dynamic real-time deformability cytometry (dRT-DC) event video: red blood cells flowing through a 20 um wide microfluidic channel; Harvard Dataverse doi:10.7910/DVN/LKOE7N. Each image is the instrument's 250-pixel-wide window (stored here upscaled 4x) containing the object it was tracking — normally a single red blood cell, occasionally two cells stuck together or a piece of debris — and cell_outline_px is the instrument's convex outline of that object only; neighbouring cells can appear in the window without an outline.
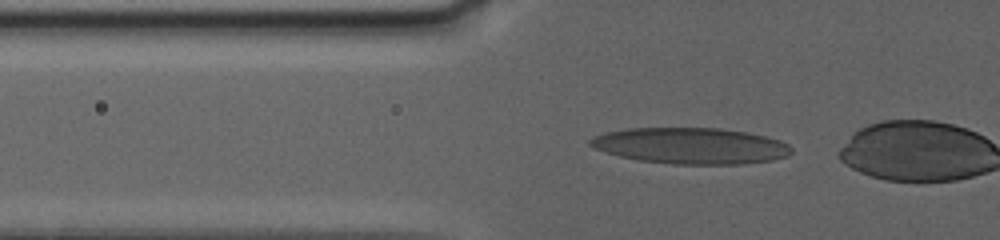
{"species": "human", "species_latin": "Homo sapiens", "temperature_condition": "warm", "stored_images_in_passage": 48, "camera_frame_rate_fps": 3000, "um_per_image_px": 0.085, "donor": {"sex": "female"}, "frame": {"image": 1, "passage_image": 19, "time_ms": 7.667, "image_size_px": [1000, 240], "cell_outline_px": [[792, 152], [788, 156], [772, 160], [740, 164], [672, 164], [640, 160], [620, 156], [604, 152], [588, 144], [588, 140], [604, 132], [628, 128], [720, 128], [748, 132], [780, 140], [788, 144], [792, 148]], "centroid_in_image_um": [58.73, 12.39], "position_along_channel_um": 67.1, "area_um2": 42.43}}
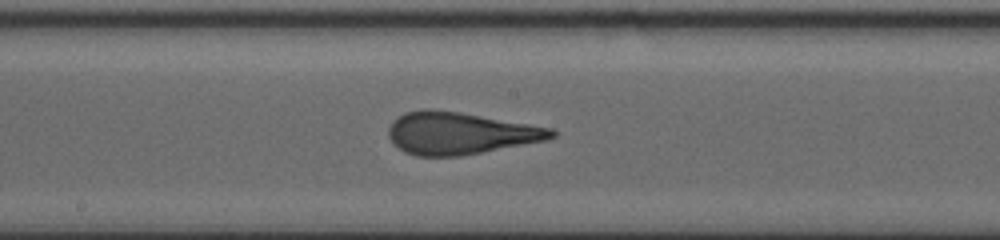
{"frame": {"image": 2, "passage_image": 31, "time_ms": 12.667, "image_size_px": [1000, 240], "cell_outline_px": [[556, 136], [544, 140], [460, 156], [416, 156], [404, 152], [388, 136], [388, 128], [392, 120], [404, 112], [424, 108], [428, 108], [460, 112], [552, 128], [556, 132]], "centroid_in_image_um": [39.04, 11.31], "position_along_channel_um": 209.2, "area_um2": 39.77}}
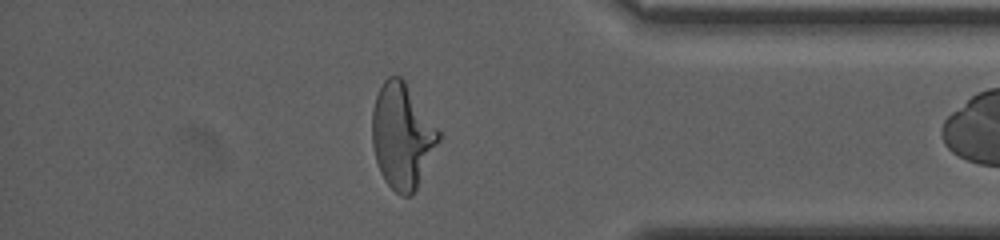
{"frame": {"image": 3, "passage_image": 47, "time_ms": 19.333, "image_size_px": [1000, 240], "cell_outline_px": [[440, 140], [412, 196], [400, 196], [384, 180], [380, 172], [376, 160], [372, 144], [372, 108], [376, 96], [384, 80], [388, 76], [400, 76], [404, 80], [440, 132]], "centroid_in_image_um": [34.16, 11.56], "position_along_channel_um": 401.0, "area_um2": 40.29}}